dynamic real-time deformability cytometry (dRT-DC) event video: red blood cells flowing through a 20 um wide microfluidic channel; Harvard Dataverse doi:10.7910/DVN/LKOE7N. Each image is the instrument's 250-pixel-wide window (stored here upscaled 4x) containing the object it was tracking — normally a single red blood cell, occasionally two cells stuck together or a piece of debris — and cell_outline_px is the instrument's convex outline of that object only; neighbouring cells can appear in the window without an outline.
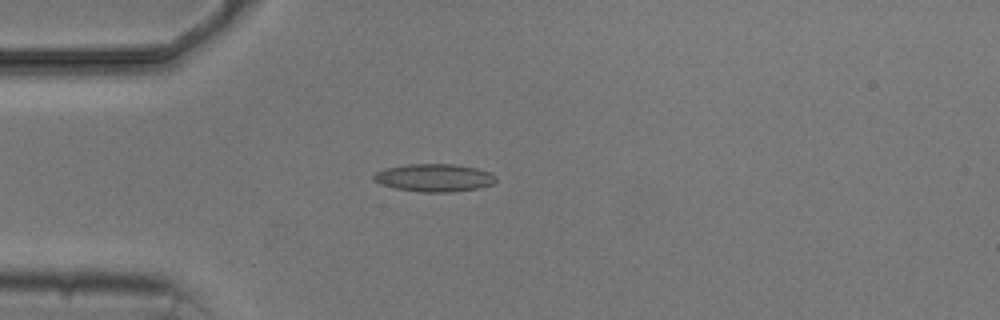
{"species": "common noctule bat (a hibernating species)", "species_latin": "Nyctalus noctula", "temperature_condition": "cold", "stored_images_in_passage": 7, "camera_frame_rate_fps": 3000, "um_per_image_px": 0.085, "animal": {"sex": "male", "body_mass_g": 20.5, "forearm_length_mm": 52.5}, "frame": {"image": 1, "passage_image": 4, "time_ms": 3.667, "image_size_px": [1000, 320], "cell_outline_px": [[496, 180], [492, 184], [480, 188], [452, 192], [420, 192], [396, 188], [380, 184], [372, 180], [372, 176], [376, 172], [384, 168], [408, 164], [452, 164], [476, 168], [492, 172], [496, 176]], "centroid_in_image_um": [36.9, 15.11], "position_along_channel_um": 48.1, "area_um2": 19.94}}
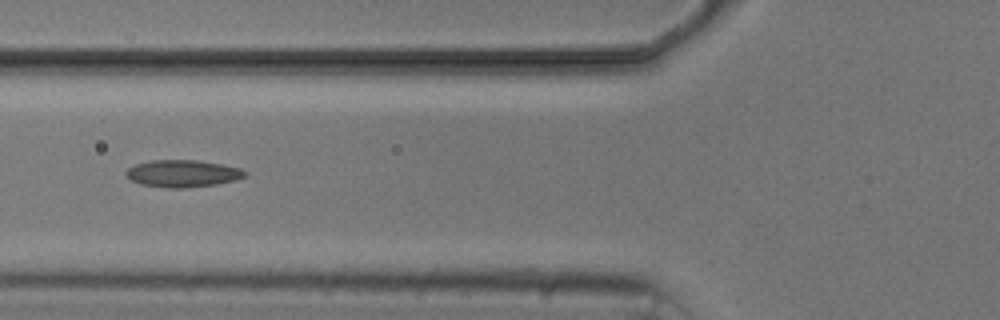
{"frame": {"image": 2, "passage_image": 6, "time_ms": 5.667, "image_size_px": [1000, 320], "cell_outline_px": [[244, 176], [236, 180], [216, 184], [184, 188], [168, 188], [140, 184], [128, 180], [124, 172], [128, 168], [136, 164], [152, 160], [196, 160], [220, 164], [240, 168], [244, 172]], "centroid_in_image_um": [15.45, 14.75], "position_along_channel_um": 110.3, "area_um2": 18.73}}
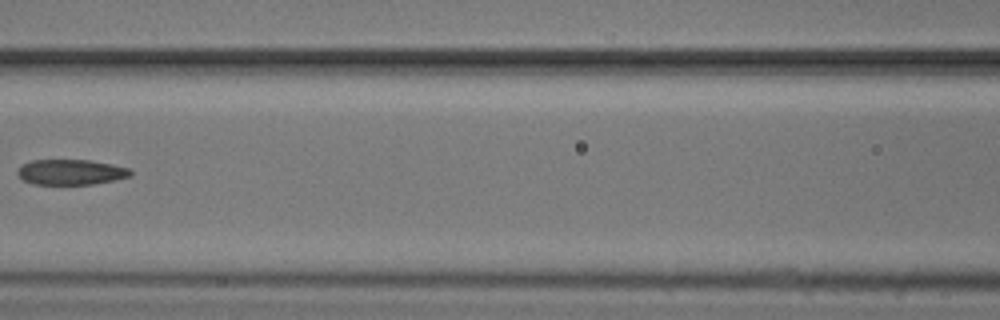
{"frame": {"image": 3, "passage_image": 7, "time_ms": 7.0, "image_size_px": [1000, 320], "cell_outline_px": [[132, 176], [92, 184], [32, 184], [24, 180], [16, 172], [24, 164], [32, 160], [88, 160], [112, 164], [132, 168]], "centroid_in_image_um": [6.07, 14.62], "position_along_channel_um": 160.5, "area_um2": 16.59}}